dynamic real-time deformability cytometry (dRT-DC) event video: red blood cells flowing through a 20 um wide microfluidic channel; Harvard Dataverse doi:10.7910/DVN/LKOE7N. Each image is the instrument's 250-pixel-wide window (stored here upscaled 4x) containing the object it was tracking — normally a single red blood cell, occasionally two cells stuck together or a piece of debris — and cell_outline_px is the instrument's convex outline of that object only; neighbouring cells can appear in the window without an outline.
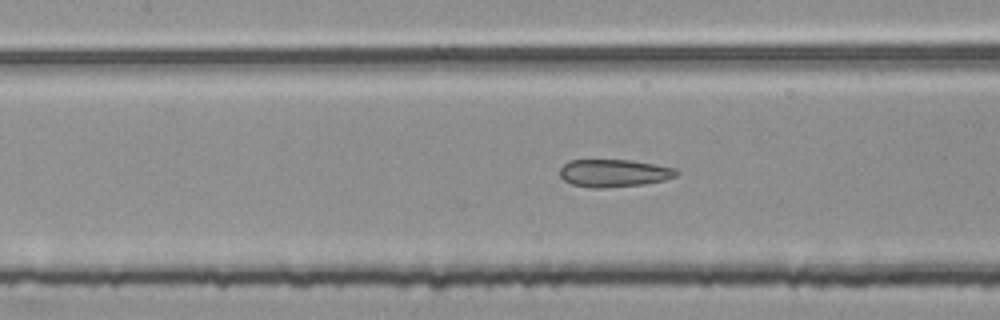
{"species": "common noctule bat (a hibernating species)", "species_latin": "Nyctalus noctula", "temperature_condition": "room temperature", "stored_images_in_passage": 55, "segment_of_instrument_passage": [2, 3], "camera_frame_rate_fps": 3000, "um_per_image_px": 0.085, "animal": {"sex": "female", "body_mass_g": 25.1}, "frame": {"image": 1, "passage_image": 24, "time_ms": 7.667, "image_size_px": [1000, 320], "cell_outline_px": [[680, 172], [676, 176], [664, 180], [644, 184], [604, 188], [592, 188], [572, 184], [564, 180], [560, 176], [560, 168], [568, 160], [632, 160], [656, 164], [676, 168]], "centroid_in_image_um": [52.2, 14.71], "position_along_channel_um": 155.2, "area_um2": 18.9}}
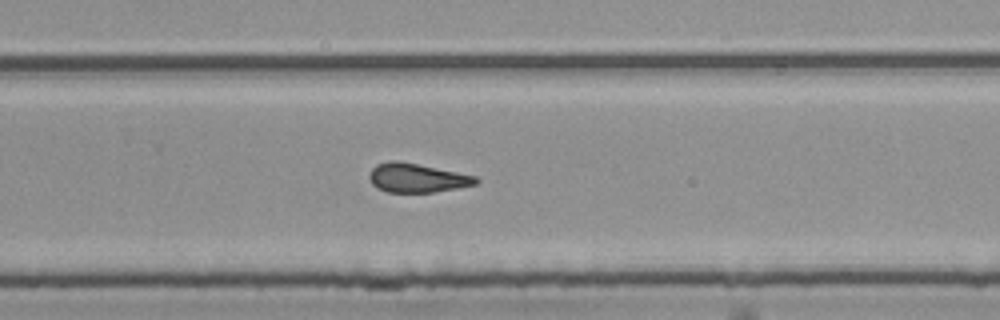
{"frame": {"image": 2, "passage_image": 35, "time_ms": 11.333, "image_size_px": [1000, 320], "cell_outline_px": [[480, 180], [476, 184], [456, 188], [432, 192], [388, 192], [376, 188], [372, 184], [368, 176], [372, 168], [376, 164], [388, 160], [396, 160], [476, 176]], "centroid_in_image_um": [35.39, 15.12], "position_along_channel_um": 294.4, "area_um2": 17.86}}
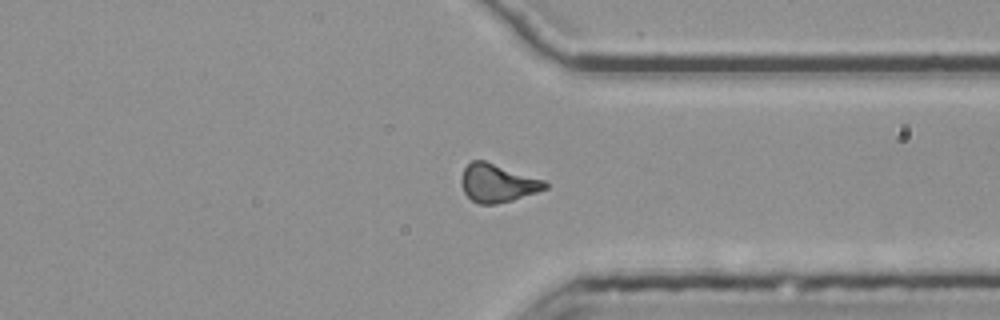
{"frame": {"image": 3, "passage_image": 41, "time_ms": 13.333, "image_size_px": [1000, 320], "cell_outline_px": [[548, 188], [512, 200], [496, 204], [476, 204], [464, 192], [464, 168], [472, 160], [484, 160], [544, 180], [548, 184]], "centroid_in_image_um": [42.32, 15.57], "position_along_channel_um": 369.1, "area_um2": 18.15}}